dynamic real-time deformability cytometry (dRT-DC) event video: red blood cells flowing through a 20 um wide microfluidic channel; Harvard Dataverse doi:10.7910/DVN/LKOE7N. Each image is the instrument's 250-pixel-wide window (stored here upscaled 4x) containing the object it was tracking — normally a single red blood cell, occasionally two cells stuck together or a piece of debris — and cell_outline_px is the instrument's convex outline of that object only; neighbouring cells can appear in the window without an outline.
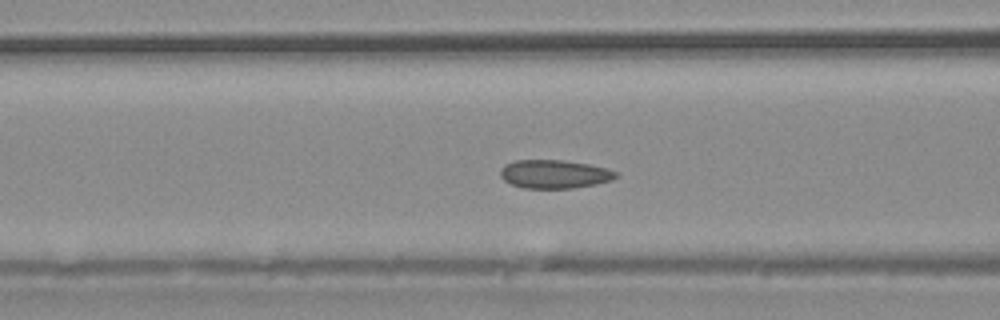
{"species": "common noctule bat (a hibernating species)", "species_latin": "Nyctalus noctula", "temperature_condition": "warm", "stored_images_in_passage": 36, "camera_frame_rate_fps": 3000, "um_per_image_px": 0.085, "animal": {"sex": "male", "body_mass_g": 20.4}, "frame": {"image": 1, "passage_image": 13, "time_ms": 4.0, "image_size_px": [1000, 320], "cell_outline_px": [[620, 176], [612, 180], [596, 184], [572, 188], [524, 188], [512, 184], [504, 180], [500, 176], [500, 168], [504, 164], [516, 160], [560, 160], [588, 164], [608, 168], [620, 172]], "centroid_in_image_um": [47.16, 14.79], "position_along_channel_um": 119.4, "area_um2": 19.36}}
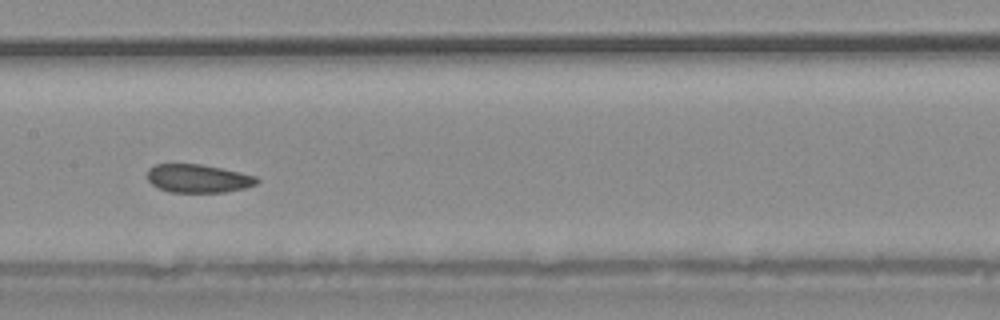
{"frame": {"image": 2, "passage_image": 17, "time_ms": 5.333, "image_size_px": [1000, 320], "cell_outline_px": [[260, 180], [256, 184], [244, 188], [224, 192], [168, 192], [152, 184], [148, 180], [148, 168], [156, 164], [200, 164], [240, 172], [256, 176]], "centroid_in_image_um": [16.84, 15.17], "position_along_channel_um": 190.6, "area_um2": 17.98}}
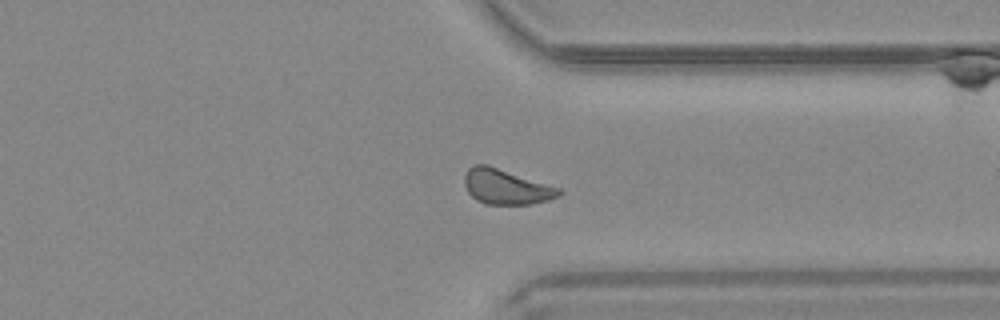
{"frame": {"image": 3, "passage_image": 27, "time_ms": 8.667, "image_size_px": [1000, 320], "cell_outline_px": [[564, 192], [560, 196], [548, 200], [532, 204], [484, 204], [476, 200], [468, 192], [464, 184], [464, 176], [468, 168], [472, 164], [488, 164], [560, 188]], "centroid_in_image_um": [43.01, 15.87], "position_along_channel_um": 368.4, "area_um2": 19.54}}